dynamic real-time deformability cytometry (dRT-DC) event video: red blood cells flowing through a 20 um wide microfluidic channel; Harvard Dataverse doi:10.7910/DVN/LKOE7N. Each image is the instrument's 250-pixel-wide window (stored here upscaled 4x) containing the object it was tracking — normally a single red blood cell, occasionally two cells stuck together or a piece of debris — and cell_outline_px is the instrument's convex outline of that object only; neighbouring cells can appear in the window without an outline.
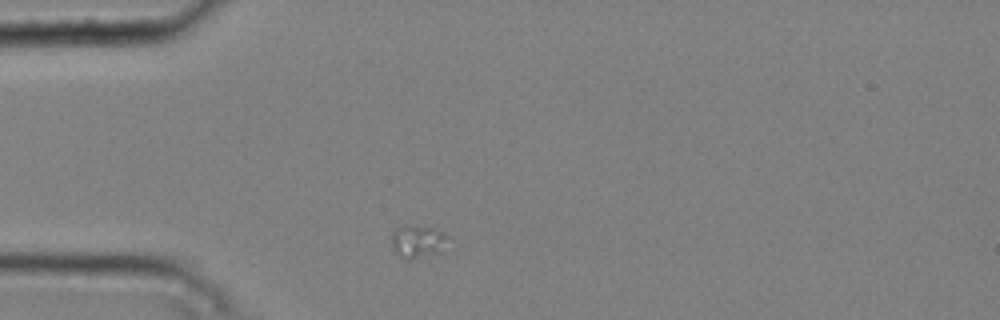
{"species": "common noctule bat (a hibernating species)", "species_latin": "Nyctalus noctula", "temperature_condition": "cold", "stored_images_in_passage": 1, "camera_frame_rate_fps": 3000, "um_per_image_px": 0.085, "animal": {"sex": "male", "body_mass_g": 20.4}, "frame": {"image": 1, "passage_image": 1, "time_ms": 0.0, "image_size_px": [1000, 320], "cell_outline_px": [[448, 236], [440, 252], [412, 260], [404, 260], [392, 248], [392, 232], [396, 228], [404, 224], [416, 224], [436, 228]], "centroid_in_image_um": [35.46, 20.5], "position_along_channel_um": 49.5, "area_um2": 11.04}}